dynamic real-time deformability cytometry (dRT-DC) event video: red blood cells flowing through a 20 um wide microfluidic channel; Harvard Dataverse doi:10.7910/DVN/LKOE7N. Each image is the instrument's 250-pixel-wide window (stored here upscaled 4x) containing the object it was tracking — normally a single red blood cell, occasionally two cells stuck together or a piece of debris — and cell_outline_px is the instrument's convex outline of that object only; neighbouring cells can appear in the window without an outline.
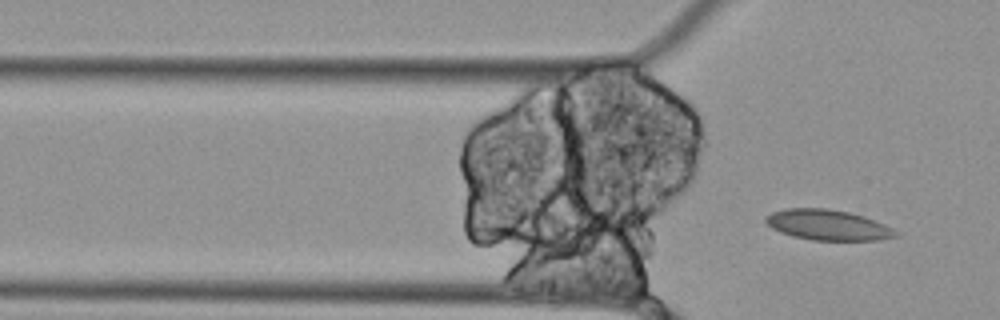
{"species": "Egyptian fruit bat (a non-hibernating species)", "species_latin": "Rousettus aegyptiacus", "temperature_condition": "cold", "stored_images_in_passage": 8, "camera_frame_rate_fps": 3000, "um_per_image_px": 0.085, "animal": {"sex": "female"}, "frame": {"image": 1, "passage_image": 8, "time_ms": 2.333, "image_size_px": [1000, 320], "cell_outline_px": [[900, 236], [880, 240], [812, 240], [792, 236], [780, 232], [772, 228], [764, 220], [764, 216], [772, 212], [788, 208], [828, 208], [848, 212], [864, 216], [884, 224], [900, 232]], "centroid_in_image_um": [70.39, 19.12], "position_along_channel_um": 55.4, "area_um2": 23.24}}